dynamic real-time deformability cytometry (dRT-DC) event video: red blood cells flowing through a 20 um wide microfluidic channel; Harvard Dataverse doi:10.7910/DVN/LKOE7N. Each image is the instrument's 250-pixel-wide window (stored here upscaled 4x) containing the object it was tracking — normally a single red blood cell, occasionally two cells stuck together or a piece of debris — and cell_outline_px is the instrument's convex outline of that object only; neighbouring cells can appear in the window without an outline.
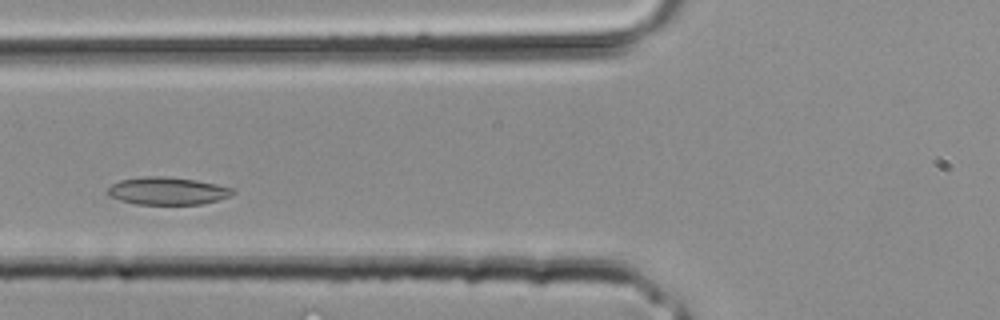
{"species": "common noctule bat (a hibernating species)", "species_latin": "Nyctalus noctula", "temperature_condition": "room temperature", "stored_images_in_passage": 23, "camera_frame_rate_fps": 3000, "um_per_image_px": 0.085, "animal": {"sex": "male", "body_mass_g": 20.4}, "frame": {"image": 1, "passage_image": 7, "time_ms": 2.0, "image_size_px": [1000, 320], "cell_outline_px": [[236, 192], [228, 196], [216, 200], [200, 204], [136, 204], [120, 200], [108, 196], [108, 188], [112, 184], [120, 180], [148, 176], [168, 176], [196, 180], [216, 184], [232, 188]], "centroid_in_image_um": [14.21, 16.22], "position_along_channel_um": 111.6, "area_um2": 19.94}}
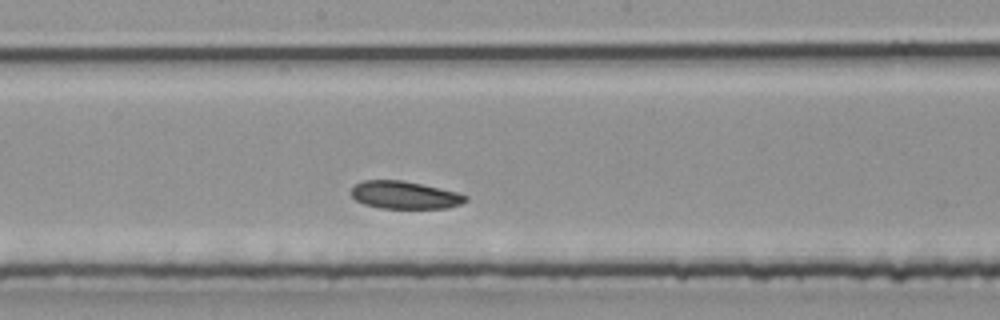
{"frame": {"image": 2, "passage_image": 12, "time_ms": 3.667, "image_size_px": [1000, 320], "cell_outline_px": [[468, 200], [460, 204], [448, 208], [380, 208], [364, 204], [356, 200], [348, 192], [356, 184], [364, 180], [400, 180], [440, 188], [456, 192], [468, 196]], "centroid_in_image_um": [34.38, 16.58], "position_along_channel_um": 213.8, "area_um2": 18.38}}
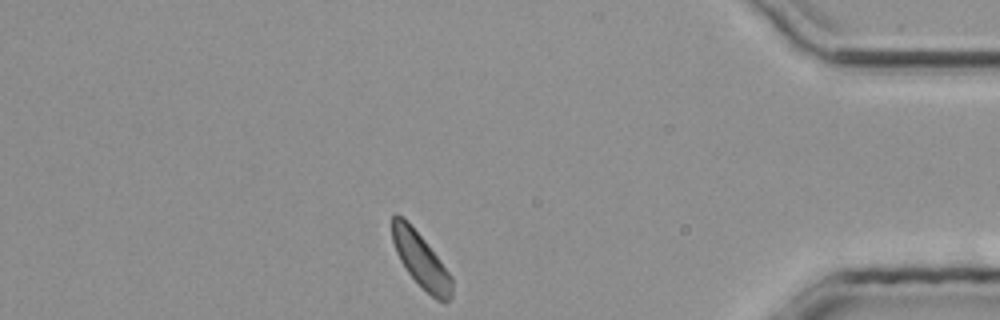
{"frame": {"image": 3, "passage_image": 23, "time_ms": 7.333, "image_size_px": [1000, 320], "cell_outline_px": [[452, 296], [444, 304], [436, 300], [408, 272], [400, 260], [396, 252], [392, 240], [392, 216], [396, 212], [424, 240], [440, 260], [452, 276]], "centroid_in_image_um": [35.79, 22.15], "position_along_channel_um": 399.4, "area_um2": 18.5}}